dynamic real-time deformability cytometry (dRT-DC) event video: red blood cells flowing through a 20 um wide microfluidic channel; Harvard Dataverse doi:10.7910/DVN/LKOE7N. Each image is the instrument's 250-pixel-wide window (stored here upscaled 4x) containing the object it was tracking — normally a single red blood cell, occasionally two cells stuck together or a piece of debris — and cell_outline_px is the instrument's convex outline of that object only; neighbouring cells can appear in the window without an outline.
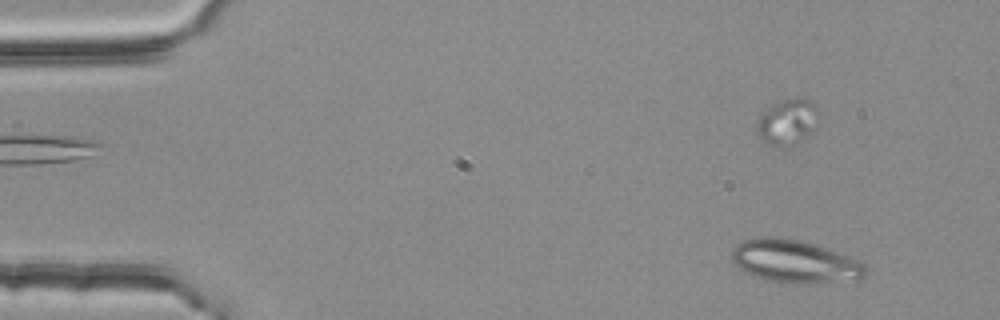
{"species": "common noctule bat (a hibernating species)", "species_latin": "Nyctalus noctula", "temperature_condition": "room temperature", "stored_images_in_passage": 4, "camera_frame_rate_fps": 3000, "um_per_image_px": 0.085, "animal": {"sex": "female", "body_mass_g": 25.1}, "frame": {"image": 1, "passage_image": 1, "time_ms": 0.0, "image_size_px": [1000, 320], "cell_outline_px": [[868, 268], [864, 276], [860, 280], [796, 284], [792, 284], [764, 280], [752, 276], [740, 268], [732, 260], [732, 248], [736, 244], [744, 240], [756, 236], [780, 236], [800, 240], [848, 256], [864, 264]], "centroid_in_image_um": [67.52, 22.23], "position_along_channel_um": 17.5, "area_um2": 33.7}}